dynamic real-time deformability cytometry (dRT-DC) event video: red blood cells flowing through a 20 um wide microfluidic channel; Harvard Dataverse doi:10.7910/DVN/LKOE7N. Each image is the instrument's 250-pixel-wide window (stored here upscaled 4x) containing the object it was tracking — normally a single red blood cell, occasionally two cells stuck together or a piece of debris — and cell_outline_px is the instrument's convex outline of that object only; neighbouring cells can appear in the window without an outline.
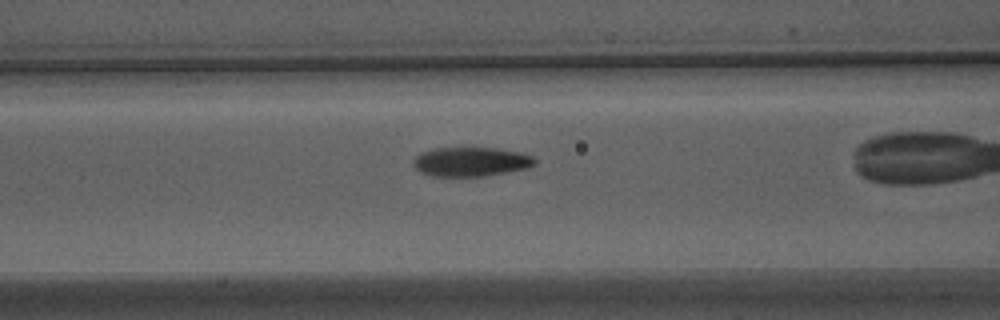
{"species": "Egyptian fruit bat (a non-hibernating species)", "species_latin": "Rousettus aegyptiacus", "temperature_condition": "warm", "stored_images_in_passage": 14, "camera_frame_rate_fps": 3000, "um_per_image_px": 0.085, "animal": {"sex": "male"}, "frame": {"image": 1, "passage_image": 12, "time_ms": 3.667, "image_size_px": [1000, 320], "cell_outline_px": [[536, 164], [528, 168], [484, 176], [432, 176], [420, 172], [412, 164], [412, 160], [420, 152], [432, 148], [496, 148], [520, 152], [532, 156], [536, 160]], "centroid_in_image_um": [40.0, 13.74], "position_along_channel_um": 126.6, "area_um2": 20.81}}